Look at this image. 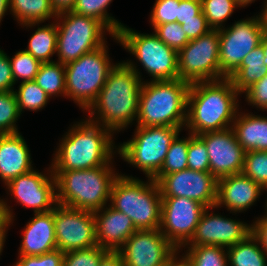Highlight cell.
I'll return each instance as SVG.
<instances>
[{
  "mask_svg": "<svg viewBox=\"0 0 267 266\" xmlns=\"http://www.w3.org/2000/svg\"><path fill=\"white\" fill-rule=\"evenodd\" d=\"M262 216V217H261ZM252 222V234L258 239L260 246L267 253V217L261 215Z\"/></svg>",
  "mask_w": 267,
  "mask_h": 266,
  "instance_id": "47",
  "label": "cell"
},
{
  "mask_svg": "<svg viewBox=\"0 0 267 266\" xmlns=\"http://www.w3.org/2000/svg\"><path fill=\"white\" fill-rule=\"evenodd\" d=\"M228 266H267V253L251 233L227 248Z\"/></svg>",
  "mask_w": 267,
  "mask_h": 266,
  "instance_id": "28",
  "label": "cell"
},
{
  "mask_svg": "<svg viewBox=\"0 0 267 266\" xmlns=\"http://www.w3.org/2000/svg\"><path fill=\"white\" fill-rule=\"evenodd\" d=\"M112 38L138 60L151 81L178 79V52L154 32L144 34L123 25Z\"/></svg>",
  "mask_w": 267,
  "mask_h": 266,
  "instance_id": "10",
  "label": "cell"
},
{
  "mask_svg": "<svg viewBox=\"0 0 267 266\" xmlns=\"http://www.w3.org/2000/svg\"><path fill=\"white\" fill-rule=\"evenodd\" d=\"M46 169L43 172L33 169L10 180L5 185L7 194L23 208L33 209L34 213L52 211L57 205L56 180L51 166Z\"/></svg>",
  "mask_w": 267,
  "mask_h": 266,
  "instance_id": "15",
  "label": "cell"
},
{
  "mask_svg": "<svg viewBox=\"0 0 267 266\" xmlns=\"http://www.w3.org/2000/svg\"><path fill=\"white\" fill-rule=\"evenodd\" d=\"M260 44L265 54L264 65L267 66V33H263Z\"/></svg>",
  "mask_w": 267,
  "mask_h": 266,
  "instance_id": "55",
  "label": "cell"
},
{
  "mask_svg": "<svg viewBox=\"0 0 267 266\" xmlns=\"http://www.w3.org/2000/svg\"><path fill=\"white\" fill-rule=\"evenodd\" d=\"M113 135L109 129L87 118L75 122L55 148L51 170H83L113 164L114 156L118 155Z\"/></svg>",
  "mask_w": 267,
  "mask_h": 266,
  "instance_id": "2",
  "label": "cell"
},
{
  "mask_svg": "<svg viewBox=\"0 0 267 266\" xmlns=\"http://www.w3.org/2000/svg\"><path fill=\"white\" fill-rule=\"evenodd\" d=\"M33 81L36 82L50 98H55L57 96L66 98L64 64L55 60L53 62L42 63Z\"/></svg>",
  "mask_w": 267,
  "mask_h": 266,
  "instance_id": "29",
  "label": "cell"
},
{
  "mask_svg": "<svg viewBox=\"0 0 267 266\" xmlns=\"http://www.w3.org/2000/svg\"><path fill=\"white\" fill-rule=\"evenodd\" d=\"M219 32L220 79L228 78L243 58L260 45L263 25L260 15L235 21Z\"/></svg>",
  "mask_w": 267,
  "mask_h": 266,
  "instance_id": "12",
  "label": "cell"
},
{
  "mask_svg": "<svg viewBox=\"0 0 267 266\" xmlns=\"http://www.w3.org/2000/svg\"><path fill=\"white\" fill-rule=\"evenodd\" d=\"M264 189L242 173L222 177L217 182V209L225 207L230 213H242L251 208Z\"/></svg>",
  "mask_w": 267,
  "mask_h": 266,
  "instance_id": "20",
  "label": "cell"
},
{
  "mask_svg": "<svg viewBox=\"0 0 267 266\" xmlns=\"http://www.w3.org/2000/svg\"><path fill=\"white\" fill-rule=\"evenodd\" d=\"M18 90L14 89L20 113L25 110L41 111L51 99L48 94L34 81H19Z\"/></svg>",
  "mask_w": 267,
  "mask_h": 266,
  "instance_id": "33",
  "label": "cell"
},
{
  "mask_svg": "<svg viewBox=\"0 0 267 266\" xmlns=\"http://www.w3.org/2000/svg\"><path fill=\"white\" fill-rule=\"evenodd\" d=\"M241 173L267 191V151H246Z\"/></svg>",
  "mask_w": 267,
  "mask_h": 266,
  "instance_id": "36",
  "label": "cell"
},
{
  "mask_svg": "<svg viewBox=\"0 0 267 266\" xmlns=\"http://www.w3.org/2000/svg\"><path fill=\"white\" fill-rule=\"evenodd\" d=\"M180 0H155L149 22L156 25L177 22Z\"/></svg>",
  "mask_w": 267,
  "mask_h": 266,
  "instance_id": "41",
  "label": "cell"
},
{
  "mask_svg": "<svg viewBox=\"0 0 267 266\" xmlns=\"http://www.w3.org/2000/svg\"><path fill=\"white\" fill-rule=\"evenodd\" d=\"M178 78L189 84L220 79L218 30L190 40L178 52Z\"/></svg>",
  "mask_w": 267,
  "mask_h": 266,
  "instance_id": "11",
  "label": "cell"
},
{
  "mask_svg": "<svg viewBox=\"0 0 267 266\" xmlns=\"http://www.w3.org/2000/svg\"><path fill=\"white\" fill-rule=\"evenodd\" d=\"M201 11V0H180L177 22L181 24L184 20L197 19Z\"/></svg>",
  "mask_w": 267,
  "mask_h": 266,
  "instance_id": "46",
  "label": "cell"
},
{
  "mask_svg": "<svg viewBox=\"0 0 267 266\" xmlns=\"http://www.w3.org/2000/svg\"><path fill=\"white\" fill-rule=\"evenodd\" d=\"M197 136L206 145L210 173L217 180L242 172L246 151L237 142L232 128L206 132Z\"/></svg>",
  "mask_w": 267,
  "mask_h": 266,
  "instance_id": "19",
  "label": "cell"
},
{
  "mask_svg": "<svg viewBox=\"0 0 267 266\" xmlns=\"http://www.w3.org/2000/svg\"><path fill=\"white\" fill-rule=\"evenodd\" d=\"M107 43L65 65L66 98L86 111L103 88L110 71L116 66L109 56Z\"/></svg>",
  "mask_w": 267,
  "mask_h": 266,
  "instance_id": "8",
  "label": "cell"
},
{
  "mask_svg": "<svg viewBox=\"0 0 267 266\" xmlns=\"http://www.w3.org/2000/svg\"><path fill=\"white\" fill-rule=\"evenodd\" d=\"M8 12H10V0H0V23Z\"/></svg>",
  "mask_w": 267,
  "mask_h": 266,
  "instance_id": "53",
  "label": "cell"
},
{
  "mask_svg": "<svg viewBox=\"0 0 267 266\" xmlns=\"http://www.w3.org/2000/svg\"><path fill=\"white\" fill-rule=\"evenodd\" d=\"M256 0H235V2L237 3V5L240 8H244V7H248L249 4L251 5L253 2H255ZM266 2V0L263 1V4Z\"/></svg>",
  "mask_w": 267,
  "mask_h": 266,
  "instance_id": "56",
  "label": "cell"
},
{
  "mask_svg": "<svg viewBox=\"0 0 267 266\" xmlns=\"http://www.w3.org/2000/svg\"><path fill=\"white\" fill-rule=\"evenodd\" d=\"M64 252L55 249L38 256H18L12 266H63Z\"/></svg>",
  "mask_w": 267,
  "mask_h": 266,
  "instance_id": "42",
  "label": "cell"
},
{
  "mask_svg": "<svg viewBox=\"0 0 267 266\" xmlns=\"http://www.w3.org/2000/svg\"><path fill=\"white\" fill-rule=\"evenodd\" d=\"M113 0H76L71 11L80 15L93 17L101 21L114 35L124 25L108 13V6Z\"/></svg>",
  "mask_w": 267,
  "mask_h": 266,
  "instance_id": "31",
  "label": "cell"
},
{
  "mask_svg": "<svg viewBox=\"0 0 267 266\" xmlns=\"http://www.w3.org/2000/svg\"><path fill=\"white\" fill-rule=\"evenodd\" d=\"M211 210L218 209L214 206L203 211L193 237L185 246L213 245L229 248L252 233V224Z\"/></svg>",
  "mask_w": 267,
  "mask_h": 266,
  "instance_id": "17",
  "label": "cell"
},
{
  "mask_svg": "<svg viewBox=\"0 0 267 266\" xmlns=\"http://www.w3.org/2000/svg\"><path fill=\"white\" fill-rule=\"evenodd\" d=\"M56 61L66 65L83 54L92 52L107 43L106 34H114L99 20L71 10L57 14Z\"/></svg>",
  "mask_w": 267,
  "mask_h": 266,
  "instance_id": "7",
  "label": "cell"
},
{
  "mask_svg": "<svg viewBox=\"0 0 267 266\" xmlns=\"http://www.w3.org/2000/svg\"><path fill=\"white\" fill-rule=\"evenodd\" d=\"M243 93L248 105L267 112V75L252 84Z\"/></svg>",
  "mask_w": 267,
  "mask_h": 266,
  "instance_id": "43",
  "label": "cell"
},
{
  "mask_svg": "<svg viewBox=\"0 0 267 266\" xmlns=\"http://www.w3.org/2000/svg\"><path fill=\"white\" fill-rule=\"evenodd\" d=\"M29 147L22 134L0 135V179L4 185L33 169Z\"/></svg>",
  "mask_w": 267,
  "mask_h": 266,
  "instance_id": "23",
  "label": "cell"
},
{
  "mask_svg": "<svg viewBox=\"0 0 267 266\" xmlns=\"http://www.w3.org/2000/svg\"><path fill=\"white\" fill-rule=\"evenodd\" d=\"M50 2L53 9L58 14L64 11L72 10L76 0H50Z\"/></svg>",
  "mask_w": 267,
  "mask_h": 266,
  "instance_id": "50",
  "label": "cell"
},
{
  "mask_svg": "<svg viewBox=\"0 0 267 266\" xmlns=\"http://www.w3.org/2000/svg\"><path fill=\"white\" fill-rule=\"evenodd\" d=\"M114 164L83 170L52 171L57 204L94 212L110 202L111 188L120 175Z\"/></svg>",
  "mask_w": 267,
  "mask_h": 266,
  "instance_id": "4",
  "label": "cell"
},
{
  "mask_svg": "<svg viewBox=\"0 0 267 266\" xmlns=\"http://www.w3.org/2000/svg\"><path fill=\"white\" fill-rule=\"evenodd\" d=\"M8 199L0 198V226L6 221L7 224L10 226L13 224L15 220V214L13 212L12 206L10 207L8 204Z\"/></svg>",
  "mask_w": 267,
  "mask_h": 266,
  "instance_id": "48",
  "label": "cell"
},
{
  "mask_svg": "<svg viewBox=\"0 0 267 266\" xmlns=\"http://www.w3.org/2000/svg\"><path fill=\"white\" fill-rule=\"evenodd\" d=\"M218 180L210 172L185 169L162 176L158 181L161 197H186L214 207Z\"/></svg>",
  "mask_w": 267,
  "mask_h": 266,
  "instance_id": "18",
  "label": "cell"
},
{
  "mask_svg": "<svg viewBox=\"0 0 267 266\" xmlns=\"http://www.w3.org/2000/svg\"><path fill=\"white\" fill-rule=\"evenodd\" d=\"M206 207L186 197H162L159 229L178 250L193 237Z\"/></svg>",
  "mask_w": 267,
  "mask_h": 266,
  "instance_id": "13",
  "label": "cell"
},
{
  "mask_svg": "<svg viewBox=\"0 0 267 266\" xmlns=\"http://www.w3.org/2000/svg\"><path fill=\"white\" fill-rule=\"evenodd\" d=\"M42 23H27L20 25L21 27L32 28L37 27L31 35L27 48L24 50L30 53L35 59L41 63L53 62V55L56 54L57 47V24L53 21L46 25ZM40 26V27H39ZM52 59V60H51Z\"/></svg>",
  "mask_w": 267,
  "mask_h": 266,
  "instance_id": "25",
  "label": "cell"
},
{
  "mask_svg": "<svg viewBox=\"0 0 267 266\" xmlns=\"http://www.w3.org/2000/svg\"><path fill=\"white\" fill-rule=\"evenodd\" d=\"M180 250H185L182 254L191 266H228L227 248L201 245L184 246Z\"/></svg>",
  "mask_w": 267,
  "mask_h": 266,
  "instance_id": "30",
  "label": "cell"
},
{
  "mask_svg": "<svg viewBox=\"0 0 267 266\" xmlns=\"http://www.w3.org/2000/svg\"><path fill=\"white\" fill-rule=\"evenodd\" d=\"M20 117L14 90L0 92V135L19 133L16 123Z\"/></svg>",
  "mask_w": 267,
  "mask_h": 266,
  "instance_id": "35",
  "label": "cell"
},
{
  "mask_svg": "<svg viewBox=\"0 0 267 266\" xmlns=\"http://www.w3.org/2000/svg\"><path fill=\"white\" fill-rule=\"evenodd\" d=\"M201 3L202 12L213 30L225 28V22L232 16L235 9L240 8L235 0H201Z\"/></svg>",
  "mask_w": 267,
  "mask_h": 266,
  "instance_id": "34",
  "label": "cell"
},
{
  "mask_svg": "<svg viewBox=\"0 0 267 266\" xmlns=\"http://www.w3.org/2000/svg\"><path fill=\"white\" fill-rule=\"evenodd\" d=\"M135 64L129 59L118 62L108 74L95 101L85 111L89 114L87 119L109 129L114 135L129 125L131 127L137 119L144 80Z\"/></svg>",
  "mask_w": 267,
  "mask_h": 266,
  "instance_id": "1",
  "label": "cell"
},
{
  "mask_svg": "<svg viewBox=\"0 0 267 266\" xmlns=\"http://www.w3.org/2000/svg\"><path fill=\"white\" fill-rule=\"evenodd\" d=\"M153 30L160 40L177 52L190 42L178 22L156 25Z\"/></svg>",
  "mask_w": 267,
  "mask_h": 266,
  "instance_id": "39",
  "label": "cell"
},
{
  "mask_svg": "<svg viewBox=\"0 0 267 266\" xmlns=\"http://www.w3.org/2000/svg\"><path fill=\"white\" fill-rule=\"evenodd\" d=\"M9 227L11 226H9L6 221L0 226V256L3 252V248L5 247L4 245L6 242V236H7Z\"/></svg>",
  "mask_w": 267,
  "mask_h": 266,
  "instance_id": "52",
  "label": "cell"
},
{
  "mask_svg": "<svg viewBox=\"0 0 267 266\" xmlns=\"http://www.w3.org/2000/svg\"><path fill=\"white\" fill-rule=\"evenodd\" d=\"M264 59L265 54L260 44L243 58L240 66L228 77L240 94L243 95L248 87L267 75Z\"/></svg>",
  "mask_w": 267,
  "mask_h": 266,
  "instance_id": "26",
  "label": "cell"
},
{
  "mask_svg": "<svg viewBox=\"0 0 267 266\" xmlns=\"http://www.w3.org/2000/svg\"><path fill=\"white\" fill-rule=\"evenodd\" d=\"M93 213L97 243L109 251H117L137 231L126 214L115 210L110 205Z\"/></svg>",
  "mask_w": 267,
  "mask_h": 266,
  "instance_id": "21",
  "label": "cell"
},
{
  "mask_svg": "<svg viewBox=\"0 0 267 266\" xmlns=\"http://www.w3.org/2000/svg\"><path fill=\"white\" fill-rule=\"evenodd\" d=\"M266 193H267V192H266ZM265 202H266V203H265V212H264L265 214H264V215L267 217V198H266V201H265Z\"/></svg>",
  "mask_w": 267,
  "mask_h": 266,
  "instance_id": "57",
  "label": "cell"
},
{
  "mask_svg": "<svg viewBox=\"0 0 267 266\" xmlns=\"http://www.w3.org/2000/svg\"><path fill=\"white\" fill-rule=\"evenodd\" d=\"M177 251L176 254L164 266H191L189 261Z\"/></svg>",
  "mask_w": 267,
  "mask_h": 266,
  "instance_id": "51",
  "label": "cell"
},
{
  "mask_svg": "<svg viewBox=\"0 0 267 266\" xmlns=\"http://www.w3.org/2000/svg\"><path fill=\"white\" fill-rule=\"evenodd\" d=\"M98 266H124L121 255L117 251H109Z\"/></svg>",
  "mask_w": 267,
  "mask_h": 266,
  "instance_id": "49",
  "label": "cell"
},
{
  "mask_svg": "<svg viewBox=\"0 0 267 266\" xmlns=\"http://www.w3.org/2000/svg\"><path fill=\"white\" fill-rule=\"evenodd\" d=\"M177 251L160 229L137 230L117 250L124 266H164Z\"/></svg>",
  "mask_w": 267,
  "mask_h": 266,
  "instance_id": "16",
  "label": "cell"
},
{
  "mask_svg": "<svg viewBox=\"0 0 267 266\" xmlns=\"http://www.w3.org/2000/svg\"><path fill=\"white\" fill-rule=\"evenodd\" d=\"M185 127L136 126L131 139L118 146L117 154L128 164L154 178L162 168L169 146Z\"/></svg>",
  "mask_w": 267,
  "mask_h": 266,
  "instance_id": "9",
  "label": "cell"
},
{
  "mask_svg": "<svg viewBox=\"0 0 267 266\" xmlns=\"http://www.w3.org/2000/svg\"><path fill=\"white\" fill-rule=\"evenodd\" d=\"M181 26L189 40L197 39L212 30L202 11L197 15V19L184 20Z\"/></svg>",
  "mask_w": 267,
  "mask_h": 266,
  "instance_id": "44",
  "label": "cell"
},
{
  "mask_svg": "<svg viewBox=\"0 0 267 266\" xmlns=\"http://www.w3.org/2000/svg\"><path fill=\"white\" fill-rule=\"evenodd\" d=\"M241 109L231 127L237 142L245 151H267V116L243 112Z\"/></svg>",
  "mask_w": 267,
  "mask_h": 266,
  "instance_id": "24",
  "label": "cell"
},
{
  "mask_svg": "<svg viewBox=\"0 0 267 266\" xmlns=\"http://www.w3.org/2000/svg\"><path fill=\"white\" fill-rule=\"evenodd\" d=\"M240 95L230 78L190 84L184 131L200 135L231 128Z\"/></svg>",
  "mask_w": 267,
  "mask_h": 266,
  "instance_id": "3",
  "label": "cell"
},
{
  "mask_svg": "<svg viewBox=\"0 0 267 266\" xmlns=\"http://www.w3.org/2000/svg\"><path fill=\"white\" fill-rule=\"evenodd\" d=\"M190 84L178 79L143 81L136 126L185 127Z\"/></svg>",
  "mask_w": 267,
  "mask_h": 266,
  "instance_id": "5",
  "label": "cell"
},
{
  "mask_svg": "<svg viewBox=\"0 0 267 266\" xmlns=\"http://www.w3.org/2000/svg\"><path fill=\"white\" fill-rule=\"evenodd\" d=\"M18 256H38L57 249L54 227V209L34 213L22 231Z\"/></svg>",
  "mask_w": 267,
  "mask_h": 266,
  "instance_id": "22",
  "label": "cell"
},
{
  "mask_svg": "<svg viewBox=\"0 0 267 266\" xmlns=\"http://www.w3.org/2000/svg\"><path fill=\"white\" fill-rule=\"evenodd\" d=\"M57 249L62 252L98 245L94 213L57 204L54 208Z\"/></svg>",
  "mask_w": 267,
  "mask_h": 266,
  "instance_id": "14",
  "label": "cell"
},
{
  "mask_svg": "<svg viewBox=\"0 0 267 266\" xmlns=\"http://www.w3.org/2000/svg\"><path fill=\"white\" fill-rule=\"evenodd\" d=\"M9 60L15 84L18 83L20 79L21 82L33 81L42 64L24 49L17 51L12 58L9 57Z\"/></svg>",
  "mask_w": 267,
  "mask_h": 266,
  "instance_id": "37",
  "label": "cell"
},
{
  "mask_svg": "<svg viewBox=\"0 0 267 266\" xmlns=\"http://www.w3.org/2000/svg\"><path fill=\"white\" fill-rule=\"evenodd\" d=\"M263 8L261 9L259 15L262 21V25H263V31L264 33H267V0L264 4H262Z\"/></svg>",
  "mask_w": 267,
  "mask_h": 266,
  "instance_id": "54",
  "label": "cell"
},
{
  "mask_svg": "<svg viewBox=\"0 0 267 266\" xmlns=\"http://www.w3.org/2000/svg\"><path fill=\"white\" fill-rule=\"evenodd\" d=\"M179 133L169 146L166 158L159 173L153 178L156 182L164 175L188 169L189 132L180 138Z\"/></svg>",
  "mask_w": 267,
  "mask_h": 266,
  "instance_id": "32",
  "label": "cell"
},
{
  "mask_svg": "<svg viewBox=\"0 0 267 266\" xmlns=\"http://www.w3.org/2000/svg\"><path fill=\"white\" fill-rule=\"evenodd\" d=\"M14 85L9 56L0 48V92L12 91Z\"/></svg>",
  "mask_w": 267,
  "mask_h": 266,
  "instance_id": "45",
  "label": "cell"
},
{
  "mask_svg": "<svg viewBox=\"0 0 267 266\" xmlns=\"http://www.w3.org/2000/svg\"><path fill=\"white\" fill-rule=\"evenodd\" d=\"M188 169L199 172H210L208 151L204 142L197 136L189 133Z\"/></svg>",
  "mask_w": 267,
  "mask_h": 266,
  "instance_id": "40",
  "label": "cell"
},
{
  "mask_svg": "<svg viewBox=\"0 0 267 266\" xmlns=\"http://www.w3.org/2000/svg\"><path fill=\"white\" fill-rule=\"evenodd\" d=\"M121 174L111 188L109 205L126 214L137 230L159 229L162 197L157 182Z\"/></svg>",
  "mask_w": 267,
  "mask_h": 266,
  "instance_id": "6",
  "label": "cell"
},
{
  "mask_svg": "<svg viewBox=\"0 0 267 266\" xmlns=\"http://www.w3.org/2000/svg\"><path fill=\"white\" fill-rule=\"evenodd\" d=\"M10 14L19 25L44 23L57 17L50 0H10Z\"/></svg>",
  "mask_w": 267,
  "mask_h": 266,
  "instance_id": "27",
  "label": "cell"
},
{
  "mask_svg": "<svg viewBox=\"0 0 267 266\" xmlns=\"http://www.w3.org/2000/svg\"><path fill=\"white\" fill-rule=\"evenodd\" d=\"M109 250L96 245L88 249L72 250L64 253L63 266H98Z\"/></svg>",
  "mask_w": 267,
  "mask_h": 266,
  "instance_id": "38",
  "label": "cell"
}]
</instances>
